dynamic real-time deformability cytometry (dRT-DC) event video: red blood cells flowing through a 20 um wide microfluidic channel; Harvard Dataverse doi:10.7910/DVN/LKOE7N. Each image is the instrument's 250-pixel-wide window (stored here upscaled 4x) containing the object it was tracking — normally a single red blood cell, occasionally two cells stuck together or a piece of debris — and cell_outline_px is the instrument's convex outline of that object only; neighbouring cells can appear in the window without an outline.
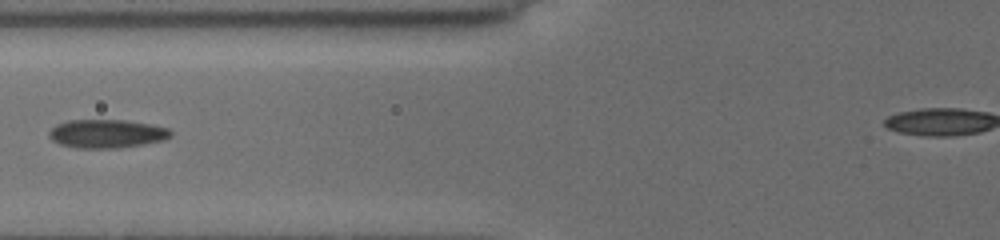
{"species": "common noctule bat (a hibernating species)", "species_latin": "Nyctalus noctula", "temperature_condition": "cold", "stored_images_in_passage": 9, "camera_frame_rate_fps": 3000, "um_per_image_px": 0.085, "animal": {"sex": "female", "body_mass_g": 19.5, "forearm_length_mm": 54.1}, "frame": {"image": 1, "passage_image": 9, "time_ms": 7.333, "image_size_px": [1000, 240], "cell_outline_px": [[172, 136], [164, 140], [144, 144], [120, 148], [76, 148], [60, 144], [52, 140], [48, 136], [48, 132], [56, 124], [68, 120], [124, 120], [148, 124], [168, 128], [172, 132]], "centroid_in_image_um": [9.06, 11.37], "position_along_channel_um": 116.7, "area_um2": 20.29}}